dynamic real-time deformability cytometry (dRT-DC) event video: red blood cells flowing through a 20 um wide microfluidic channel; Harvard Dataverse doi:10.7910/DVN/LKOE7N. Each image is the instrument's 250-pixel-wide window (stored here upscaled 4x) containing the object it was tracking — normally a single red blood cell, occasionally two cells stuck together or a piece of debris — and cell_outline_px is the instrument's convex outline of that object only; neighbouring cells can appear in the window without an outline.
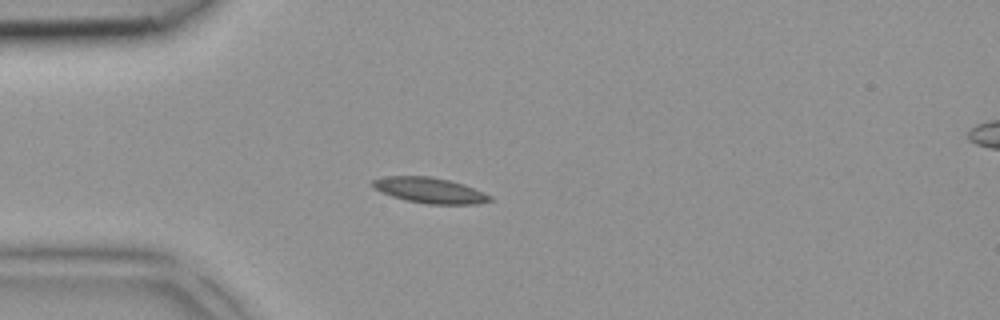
{"species": "common noctule bat (a hibernating species)", "species_latin": "Nyctalus noctula", "temperature_condition": "room temperature", "stored_images_in_passage": 5, "segment_of_instrument_passage": [1, 2], "camera_frame_rate_fps": 3000, "um_per_image_px": 0.085, "animal": {"sex": "female", "body_mass_g": 18.4}, "frame": {"image": 1, "passage_image": 4, "time_ms": 1.0, "image_size_px": [1000, 320], "cell_outline_px": [[492, 200], [476, 204], [428, 204], [404, 200], [380, 192], [372, 188], [372, 180], [384, 176], [428, 176], [448, 180], [464, 184], [492, 196]], "centroid_in_image_um": [36.49, 16.18], "position_along_channel_um": 48.5, "area_um2": 17.51}}